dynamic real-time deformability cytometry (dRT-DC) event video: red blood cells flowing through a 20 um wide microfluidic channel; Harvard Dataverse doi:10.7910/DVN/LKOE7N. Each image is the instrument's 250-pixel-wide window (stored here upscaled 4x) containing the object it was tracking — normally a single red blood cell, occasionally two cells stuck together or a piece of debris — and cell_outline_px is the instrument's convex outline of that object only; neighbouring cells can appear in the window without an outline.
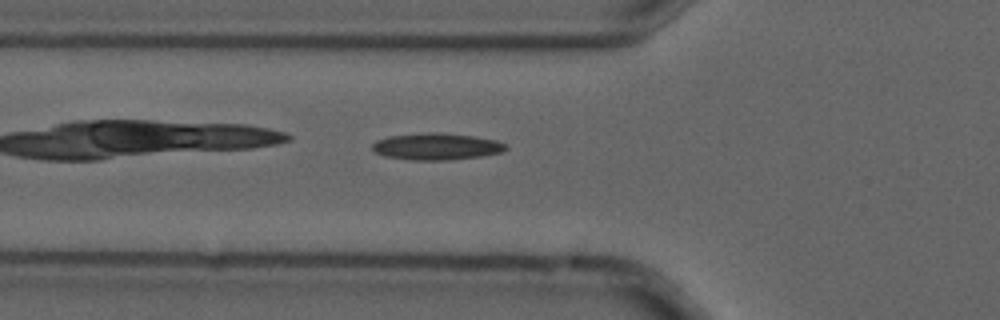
{"species": "common noctule bat (a hibernating species)", "species_latin": "Nyctalus noctula", "temperature_condition": "cold", "stored_images_in_passage": 6, "camera_frame_rate_fps": 3000, "um_per_image_px": 0.085, "animal": {"sex": "male", "forearm_length_mm": 52.5}, "frame": {"image": 1, "passage_image": 6, "time_ms": 1.667, "image_size_px": [1000, 320], "cell_outline_px": [[508, 148], [504, 152], [480, 156], [448, 160], [408, 160], [384, 156], [376, 152], [372, 148], [372, 144], [376, 140], [388, 136], [428, 132], [440, 132], [472, 136], [496, 140], [508, 144]], "centroid_in_image_um": [37.11, 12.45], "position_along_channel_um": 88.7, "area_um2": 20.98}}